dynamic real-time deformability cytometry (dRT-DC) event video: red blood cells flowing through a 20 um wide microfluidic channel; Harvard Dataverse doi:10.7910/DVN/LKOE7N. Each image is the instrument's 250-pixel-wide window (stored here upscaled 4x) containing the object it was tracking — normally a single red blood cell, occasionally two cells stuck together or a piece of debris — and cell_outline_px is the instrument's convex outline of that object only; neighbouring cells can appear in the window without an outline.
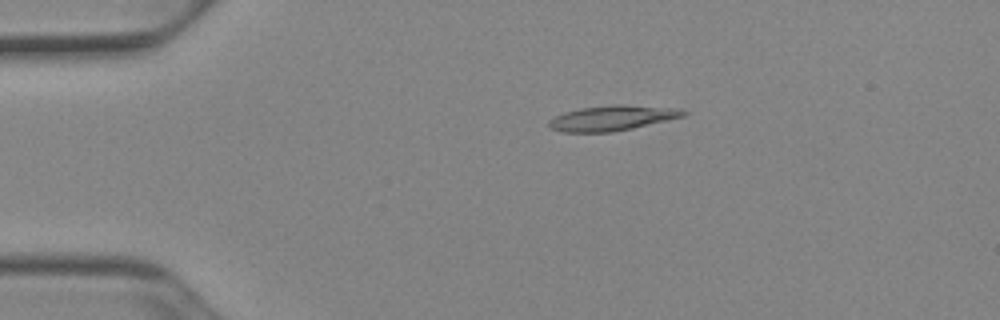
{"species": "Egyptian fruit bat (a non-hibernating species)", "species_latin": "Rousettus aegyptiacus", "temperature_condition": "cold", "stored_images_in_passage": 42, "camera_frame_rate_fps": 3000, "um_per_image_px": 0.085, "animal": {"sex": "female"}, "frame": {"image": 1, "passage_image": 1, "time_ms": 0.0, "image_size_px": [1000, 320], "cell_outline_px": [[688, 112], [684, 116], [632, 128], [612, 132], [564, 132], [552, 128], [548, 124], [548, 120], [564, 112], [580, 108], [612, 104], [624, 104], [680, 108]], "centroid_in_image_um": [52.05, 10.01], "position_along_channel_um": 32.9, "area_um2": 19.71}}
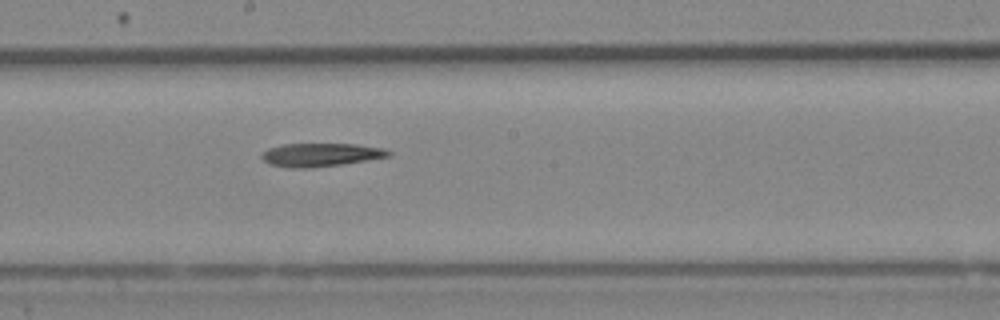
{"frame": {"image": 2, "passage_image": 19, "time_ms": 6.0, "image_size_px": [1000, 320], "cell_outline_px": [[392, 152], [388, 156], [368, 160], [340, 164], [308, 168], [288, 168], [268, 164], [260, 156], [268, 148], [284, 144], [356, 144], [384, 148]], "centroid_in_image_um": [27.24, 13.16], "position_along_channel_um": 221.0, "area_um2": 17.17}}
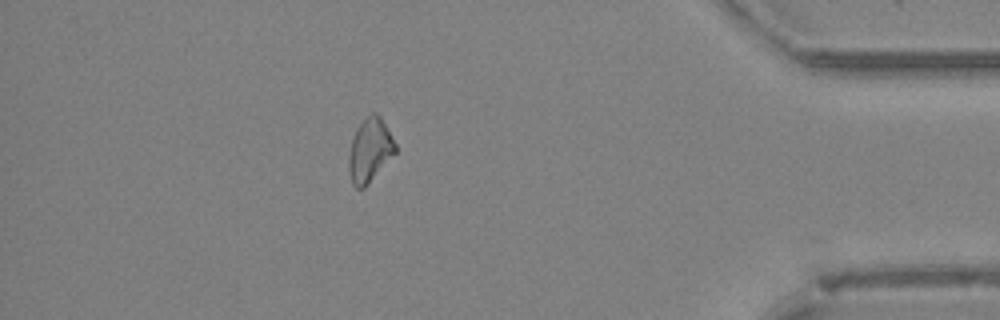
{"frame": {"image": 3, "passage_image": 36, "time_ms": 11.667, "image_size_px": [1000, 320], "cell_outline_px": [[396, 152], [364, 188], [356, 188], [352, 184], [348, 168], [348, 156], [352, 140], [356, 128], [372, 112], [376, 112], [380, 116], [396, 144]], "centroid_in_image_um": [31.42, 12.78], "position_along_channel_um": 403.8, "area_um2": 17.05}, "authors_computed_cell_mechanics": {"area_um2": 17.8024, "velocity_mm_per_s": 3.9391, "shape_relaxation_time_tau1_ms": 7.2054, "shape_relaxation_time_tau2_ms": null, "deformation_change_tau1": 0.1615, "deformation_change_tau2": null}}